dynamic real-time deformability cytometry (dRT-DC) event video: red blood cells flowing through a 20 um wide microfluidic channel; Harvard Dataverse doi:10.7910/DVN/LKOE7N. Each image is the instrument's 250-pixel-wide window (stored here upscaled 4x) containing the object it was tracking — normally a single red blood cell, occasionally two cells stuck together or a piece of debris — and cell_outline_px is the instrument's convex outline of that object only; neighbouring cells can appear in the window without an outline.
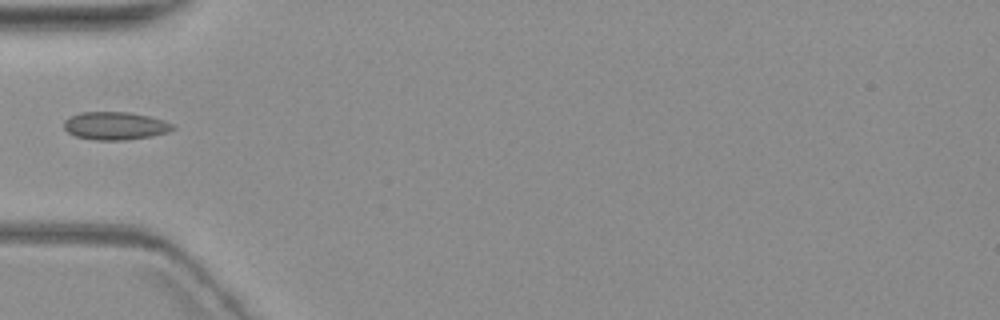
{"species": "common noctule bat (a hibernating species)", "species_latin": "Nyctalus noctula", "temperature_condition": "warm", "stored_images_in_passage": 1, "camera_frame_rate_fps": 3000, "um_per_image_px": 0.085, "animal": {"sex": "female", "body_mass_g": 19.3, "forearm_length_mm": 54.1}, "frame": {"image": 1, "passage_image": 1, "time_ms": 0.0, "image_size_px": [1000, 320], "cell_outline_px": [[176, 128], [168, 132], [152, 136], [124, 140], [96, 140], [76, 136], [68, 132], [64, 128], [64, 120], [68, 116], [80, 112], [128, 112], [148, 116], [164, 120], [172, 124]], "centroid_in_image_um": [9.78, 10.69], "position_along_channel_um": 75.2, "area_um2": 17.74}}